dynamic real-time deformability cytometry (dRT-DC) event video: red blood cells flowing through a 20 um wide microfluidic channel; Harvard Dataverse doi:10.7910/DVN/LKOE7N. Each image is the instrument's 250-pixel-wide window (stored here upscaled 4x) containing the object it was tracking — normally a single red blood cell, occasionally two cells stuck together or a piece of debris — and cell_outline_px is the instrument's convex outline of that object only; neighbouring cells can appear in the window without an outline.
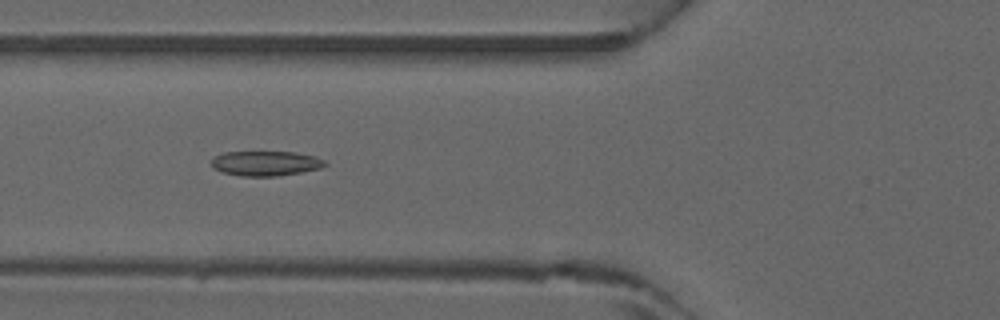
{"species": "common noctule bat (a hibernating species)", "species_latin": "Nyctalus noctula", "temperature_condition": "warm", "stored_images_in_passage": 5, "camera_frame_rate_fps": 3000, "um_per_image_px": 0.085, "animal": {"sex": "male", "forearm_length_mm": 52.5}, "frame": {"image": 1, "passage_image": 5, "time_ms": 1.333, "image_size_px": [1000, 320], "cell_outline_px": [[328, 164], [320, 168], [280, 176], [240, 176], [220, 172], [212, 168], [208, 164], [216, 156], [224, 152], [296, 152], [312, 156], [324, 160]], "centroid_in_image_um": [22.52, 13.89], "position_along_channel_um": 103.3, "area_um2": 16.53}}